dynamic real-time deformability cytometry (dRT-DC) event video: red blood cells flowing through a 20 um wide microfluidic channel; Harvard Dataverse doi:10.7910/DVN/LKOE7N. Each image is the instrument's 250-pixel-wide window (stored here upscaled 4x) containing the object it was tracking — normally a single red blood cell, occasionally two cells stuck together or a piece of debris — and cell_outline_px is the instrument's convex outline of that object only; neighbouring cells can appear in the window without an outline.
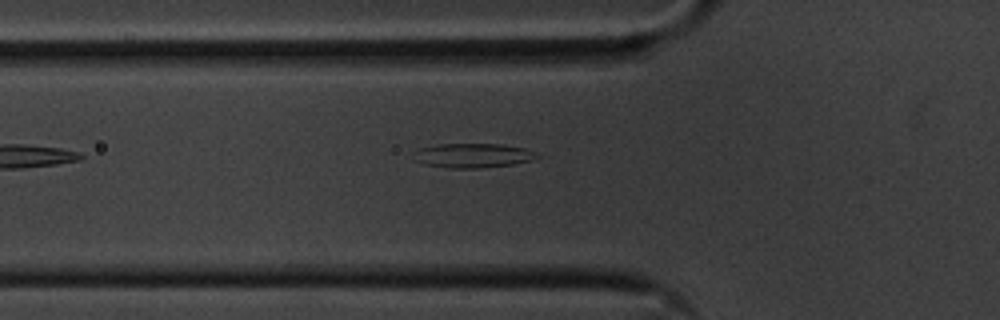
{"species": "common noctule bat (a hibernating species)", "species_latin": "Nyctalus noctula", "temperature_condition": "cold", "stored_images_in_passage": 21, "camera_frame_rate_fps": 3000, "um_per_image_px": 0.085, "animal": {"sex": "male", "body_mass_g": 20.1, "forearm_length_mm": 53.5}, "frame": {"image": 1, "passage_image": 3, "time_ms": 0.667, "image_size_px": [1000, 320], "cell_outline_px": [[540, 156], [532, 160], [512, 164], [480, 168], [448, 168], [424, 164], [412, 160], [412, 152], [420, 148], [436, 144], [500, 144], [524, 148], [536, 152]], "centroid_in_image_um": [40.13, 13.22], "position_along_channel_um": 85.7, "area_um2": 17.69}}
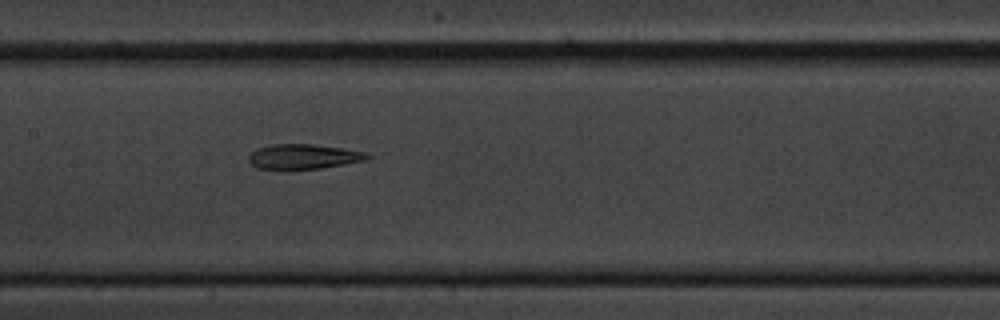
{"frame": {"image": 2, "passage_image": 11, "time_ms": 3.333, "image_size_px": [1000, 320], "cell_outline_px": [[372, 156], [364, 160], [344, 164], [320, 168], [288, 172], [280, 172], [256, 168], [248, 160], [248, 156], [252, 152], [260, 148], [272, 144], [312, 144], [340, 148], [364, 152]], "centroid_in_image_um": [25.7, 13.36], "position_along_channel_um": 181.7, "area_um2": 17.69}}
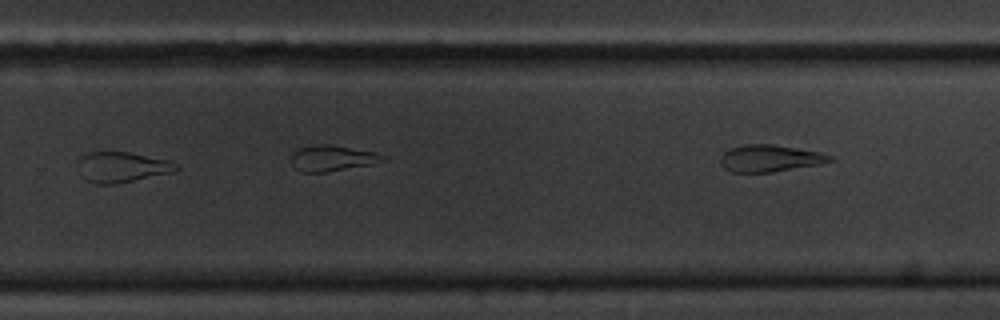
{"frame": {"image": 3, "passage_image": 18, "time_ms": 5.667, "image_size_px": [1000, 320], "cell_outline_px": [[180, 168], [172, 172], [116, 184], [96, 184], [88, 180], [84, 176], [76, 164], [80, 156], [88, 152], [132, 152], [168, 160], [176, 164]], "centroid_in_image_um": [10.35, 14.19], "position_along_channel_um": 319.4, "area_um2": 17.34}}